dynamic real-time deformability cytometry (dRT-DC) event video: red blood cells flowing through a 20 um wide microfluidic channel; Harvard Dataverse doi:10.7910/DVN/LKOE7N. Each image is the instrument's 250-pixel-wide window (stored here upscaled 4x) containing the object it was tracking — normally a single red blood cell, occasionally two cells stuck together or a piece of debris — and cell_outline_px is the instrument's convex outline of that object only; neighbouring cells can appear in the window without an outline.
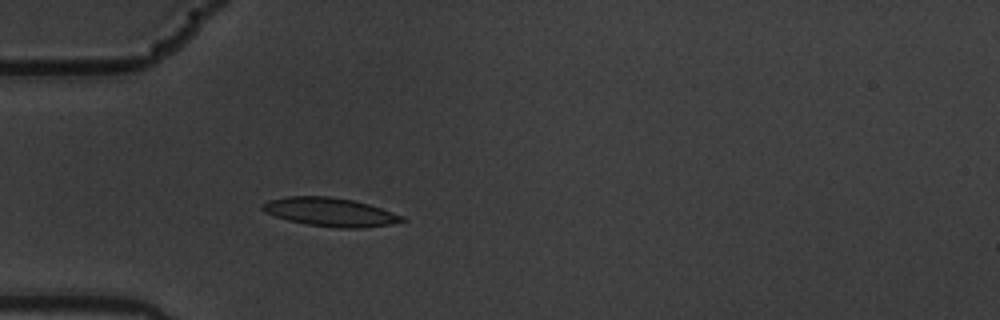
{"species": "common noctule bat (a hibernating species)", "species_latin": "Nyctalus noctula", "temperature_condition": "warm", "stored_images_in_passage": 4, "camera_frame_rate_fps": 3000, "um_per_image_px": 0.085, "animal": {"sex": "male", "body_mass_g": 19.5, "forearm_length_mm": 54.6}, "frame": {"image": 1, "passage_image": 4, "time_ms": 1.0, "image_size_px": [1000, 320], "cell_outline_px": [[408, 220], [392, 224], [364, 228], [340, 228], [308, 224], [288, 220], [264, 212], [260, 208], [260, 204], [268, 200], [288, 196], [332, 196], [352, 200], [368, 204], [404, 216]], "centroid_in_image_um": [28.06, 18.02], "position_along_channel_um": 56.9, "area_um2": 23.29}}